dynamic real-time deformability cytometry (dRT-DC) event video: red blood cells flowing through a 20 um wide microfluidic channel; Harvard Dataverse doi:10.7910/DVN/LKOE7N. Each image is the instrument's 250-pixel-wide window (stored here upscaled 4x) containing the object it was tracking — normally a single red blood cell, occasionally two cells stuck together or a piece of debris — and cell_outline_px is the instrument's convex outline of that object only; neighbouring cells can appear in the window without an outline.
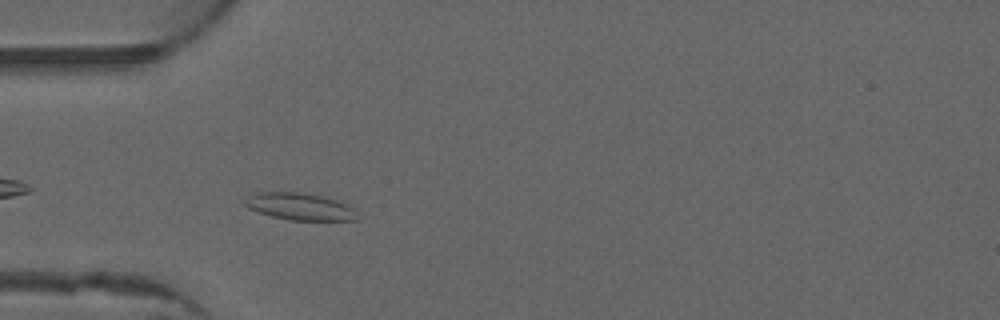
{"species": "common noctule bat (a hibernating species)", "species_latin": "Nyctalus noctula", "temperature_condition": "warm", "stored_images_in_passage": 40, "camera_frame_rate_fps": 3000, "um_per_image_px": 0.085, "animal": {"sex": "male", "forearm_length_mm": 52.5}, "frame": {"image": 1, "passage_image": 4, "time_ms": 1.0, "image_size_px": [1000, 320], "cell_outline_px": [[356, 220], [288, 220], [272, 216], [248, 208], [244, 204], [244, 200], [248, 196], [256, 192], [304, 192], [324, 196], [336, 200], [352, 208]], "centroid_in_image_um": [25.42, 17.54], "position_along_channel_um": 59.6, "area_um2": 17.51}}
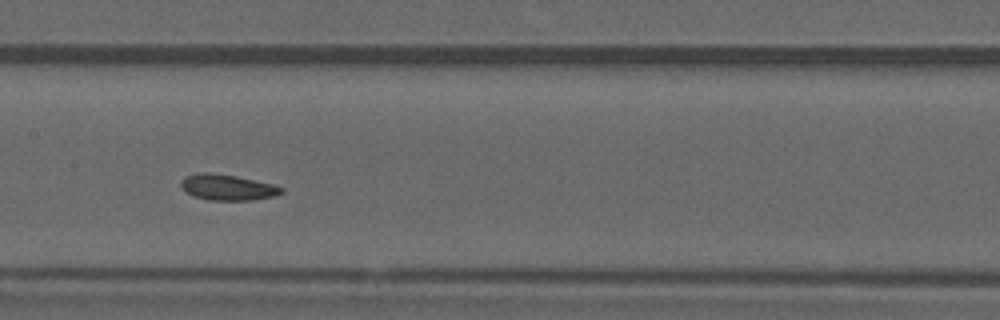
{"frame": {"image": 2, "passage_image": 14, "time_ms": 4.333, "image_size_px": [1000, 320], "cell_outline_px": [[284, 192], [276, 196], [252, 200], [208, 200], [192, 196], [180, 188], [180, 180], [184, 176], [200, 172], [212, 172], [236, 176], [272, 184], [284, 188]], "centroid_in_image_um": [19.29, 15.92], "position_along_channel_um": 188.1, "area_um2": 15.37}}
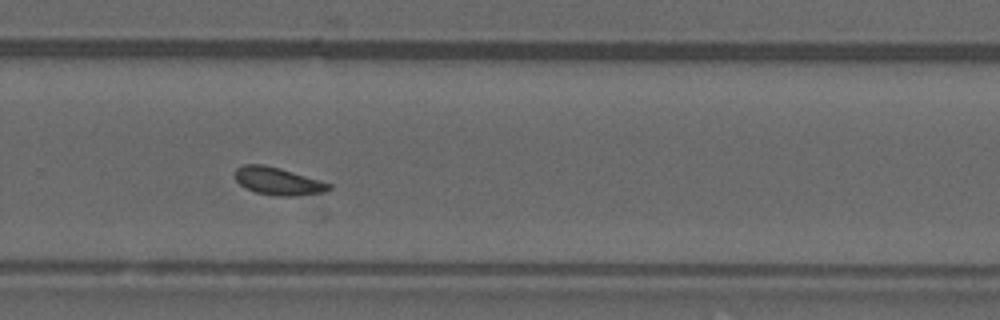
{"frame": {"image": 3, "passage_image": 23, "time_ms": 7.333, "image_size_px": [1000, 320], "cell_outline_px": [[332, 188], [324, 192], [296, 196], [280, 196], [256, 192], [244, 188], [236, 180], [236, 168], [244, 164], [264, 164], [280, 168], [320, 180], [332, 184]], "centroid_in_image_um": [23.64, 15.4], "position_along_channel_um": 306.2, "area_um2": 15.09}, "authors_computed_cell_mechanics": {"area_um2": 14.7679, "velocity_mm_per_s": 3.9544, "shape_relaxation_time_tau1_ms": 6.0006, "shape_relaxation_time_tau2_ms": 6.1121, "deformation_change_tau1": 0.0892, "deformation_change_tau2": 0.121}}